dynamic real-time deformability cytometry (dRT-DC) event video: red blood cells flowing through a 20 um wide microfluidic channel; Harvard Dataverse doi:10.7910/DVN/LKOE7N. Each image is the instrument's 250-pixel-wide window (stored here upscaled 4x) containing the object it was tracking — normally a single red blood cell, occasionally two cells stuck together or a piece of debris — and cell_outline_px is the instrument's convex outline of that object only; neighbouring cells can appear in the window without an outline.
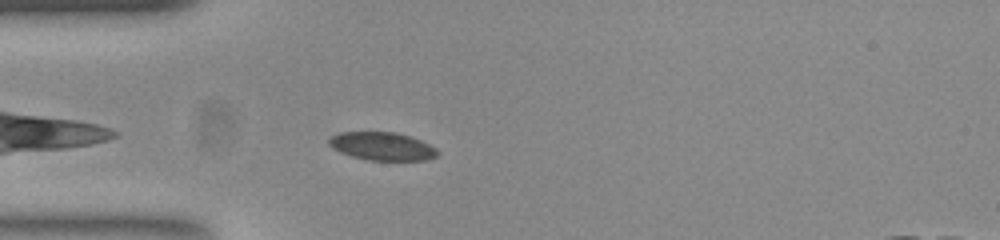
{"species": "common noctule bat (a hibernating species)", "species_latin": "Nyctalus noctula", "temperature_condition": "room temperature", "stored_images_in_passage": 44, "camera_frame_rate_fps": 3000, "um_per_image_px": 0.085, "animal": {"sex": "female", "body_mass_g": 23.0, "forearm_length_mm": 53.4}, "frame": {"image": 1, "passage_image": 5, "time_ms": 1.333, "image_size_px": [1000, 240], "cell_outline_px": [[440, 152], [436, 156], [424, 160], [368, 160], [352, 156], [340, 152], [332, 148], [328, 144], [328, 140], [332, 136], [340, 132], [396, 132], [420, 140], [436, 148]], "centroid_in_image_um": [32.47, 12.43], "position_along_channel_um": 52.5, "area_um2": 17.69}}
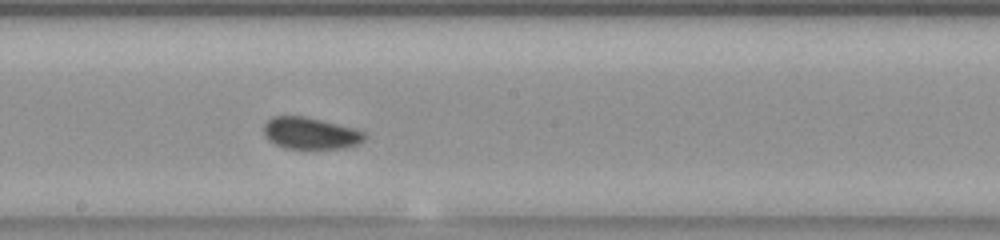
{"frame": {"image": 2, "passage_image": 19, "time_ms": 6.0, "image_size_px": [1000, 240], "cell_outline_px": [[368, 136], [364, 140], [356, 144], [344, 148], [284, 148], [268, 140], [264, 132], [264, 124], [272, 116], [304, 116], [356, 128], [364, 132]], "centroid_in_image_um": [26.4, 11.32], "position_along_channel_um": 221.8, "area_um2": 18.61}}
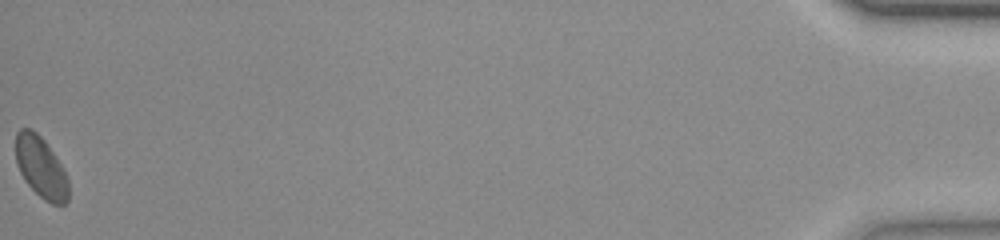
{"frame": {"image": 3, "passage_image": 44, "time_ms": 14.333, "image_size_px": [1000, 240], "cell_outline_px": [[68, 200], [64, 204], [52, 204], [44, 200], [24, 180], [16, 164], [16, 132], [20, 128], [32, 128], [44, 140], [60, 164], [68, 180]], "centroid_in_image_um": [3.45, 14.21], "position_along_channel_um": 431.7, "area_um2": 18.61}, "authors_computed_cell_mechanics": {"area_um2": 18.6694, "velocity_mm_per_s": 3.778, "shape_relaxation_time_tau1_ms": null, "shape_relaxation_time_tau2_ms": 1.1984, "deformation_change_tau1": null, "deformation_change_tau2": 0.0605}}